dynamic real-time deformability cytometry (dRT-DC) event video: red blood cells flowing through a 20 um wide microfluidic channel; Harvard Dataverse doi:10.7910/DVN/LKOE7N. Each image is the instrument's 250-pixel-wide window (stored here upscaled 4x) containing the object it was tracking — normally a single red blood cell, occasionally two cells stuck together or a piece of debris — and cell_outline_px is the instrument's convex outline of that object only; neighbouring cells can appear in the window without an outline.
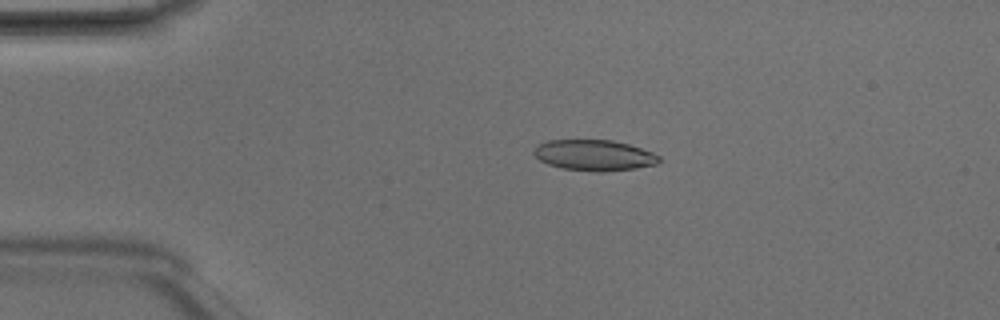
{"species": "Egyptian fruit bat (a non-hibernating species)", "species_latin": "Rousettus aegyptiacus", "temperature_condition": "room temperature", "stored_images_in_passage": 4, "camera_frame_rate_fps": 3000, "um_per_image_px": 0.085, "animal": {"sex": "male"}, "frame": {"image": 1, "passage_image": 3, "time_ms": 0.667, "image_size_px": [1000, 320], "cell_outline_px": [[660, 160], [656, 164], [636, 168], [604, 172], [596, 172], [560, 168], [548, 164], [540, 160], [532, 152], [536, 144], [548, 140], [612, 140], [628, 144], [652, 152], [660, 156]], "centroid_in_image_um": [50.47, 13.2], "position_along_channel_um": 34.5, "area_um2": 22.6}}